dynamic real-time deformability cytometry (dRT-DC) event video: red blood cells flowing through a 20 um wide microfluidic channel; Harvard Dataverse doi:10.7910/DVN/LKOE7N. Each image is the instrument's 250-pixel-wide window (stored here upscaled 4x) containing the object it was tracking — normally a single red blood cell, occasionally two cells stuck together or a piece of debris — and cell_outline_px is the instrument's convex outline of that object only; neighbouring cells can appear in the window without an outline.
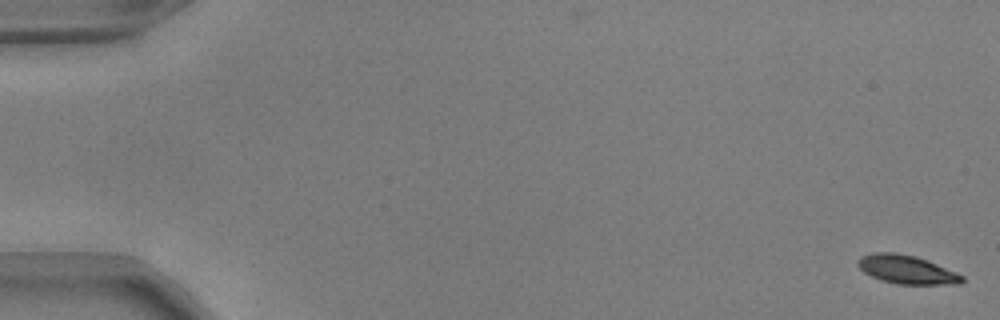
{"species": "common noctule bat (a hibernating species)", "species_latin": "Nyctalus noctula", "temperature_condition": "warm", "stored_images_in_passage": 10, "segment_of_instrument_passage": [2, 2], "camera_frame_rate_fps": 3000, "um_per_image_px": 0.085, "animal": {"sex": "male", "body_mass_g": 17.9, "forearm_length_mm": 54.2}, "frame": {"image": 1, "passage_image": 10, "time_ms": 3.0, "image_size_px": [1000, 320], "cell_outline_px": [[964, 280], [960, 284], [896, 284], [880, 280], [864, 272], [856, 264], [860, 256], [872, 252], [896, 252], [916, 256], [956, 272], [964, 276]], "centroid_in_image_um": [77.04, 22.9], "position_along_channel_um": 8.0, "area_um2": 17.4}}